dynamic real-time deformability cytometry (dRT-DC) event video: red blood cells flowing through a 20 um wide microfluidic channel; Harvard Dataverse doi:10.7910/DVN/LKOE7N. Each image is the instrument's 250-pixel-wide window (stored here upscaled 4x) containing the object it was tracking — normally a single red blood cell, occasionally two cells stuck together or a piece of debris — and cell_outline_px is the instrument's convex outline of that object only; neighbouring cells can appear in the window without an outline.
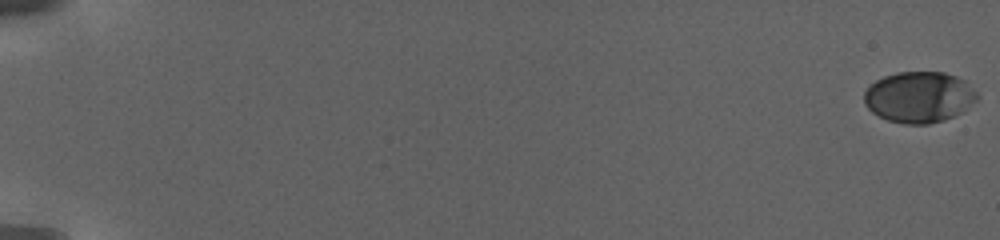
{"species": "human", "species_latin": "Homo sapiens", "temperature_condition": "warm", "stored_images_in_passage": 109, "camera_frame_rate_fps": 3000, "um_per_image_px": 0.085, "donor": {"sex": "female"}, "frame": {"image": 1, "passage_image": 1, "time_ms": 0.0, "image_size_px": [1000, 240], "cell_outline_px": [[980, 96], [976, 100], [960, 112], [944, 120], [928, 124], [904, 124], [888, 120], [872, 112], [864, 104], [864, 92], [876, 80], [884, 76], [896, 72], [944, 72], [956, 76], [964, 80]], "centroid_in_image_um": [78.1, 8.25], "position_along_channel_um": 6.9, "area_um2": 33.41}}
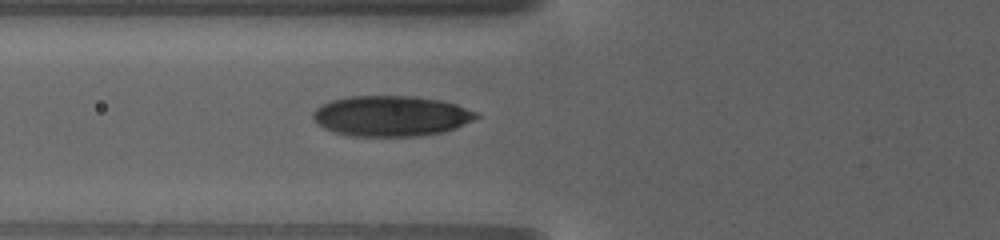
{"frame": {"image": 2, "passage_image": 45, "time_ms": 10.333, "image_size_px": [1000, 240], "cell_outline_px": [[480, 116], [472, 120], [452, 128], [440, 132], [412, 136], [352, 136], [336, 132], [324, 128], [316, 124], [312, 116], [312, 112], [320, 104], [332, 100], [348, 96], [412, 96], [440, 100], [456, 104], [476, 112]], "centroid_in_image_um": [33.17, 9.84], "position_along_channel_um": 92.6, "area_um2": 38.26}}
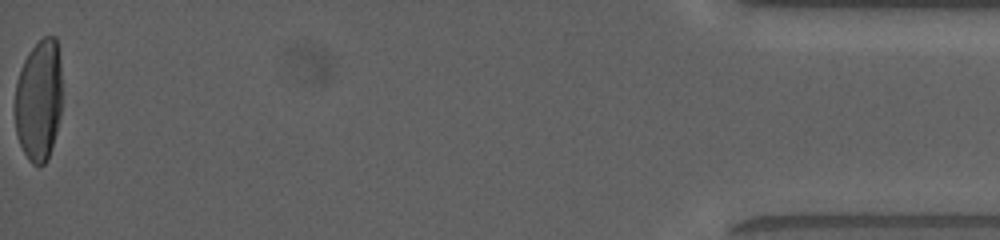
{"frame": {"image": 3, "passage_image": 109, "time_ms": 25.0, "image_size_px": [1000, 240], "cell_outline_px": [[60, 116], [56, 132], [48, 160], [44, 164], [32, 164], [28, 160], [20, 144], [16, 132], [16, 80], [20, 68], [28, 52], [44, 36], [56, 36], [60, 60]], "centroid_in_image_um": [3.3, 8.51], "position_along_channel_um": 431.9, "area_um2": 33.18}, "authors_computed_cell_mechanics": {"area_um2": 35.2002, "velocity_mm_per_s": 2.8755, "shape_relaxation_time_tau1_ms": 5.4377, "shape_relaxation_time_tau2_ms": null, "deformation_change_tau1": 0.1919, "deformation_change_tau2": null}}